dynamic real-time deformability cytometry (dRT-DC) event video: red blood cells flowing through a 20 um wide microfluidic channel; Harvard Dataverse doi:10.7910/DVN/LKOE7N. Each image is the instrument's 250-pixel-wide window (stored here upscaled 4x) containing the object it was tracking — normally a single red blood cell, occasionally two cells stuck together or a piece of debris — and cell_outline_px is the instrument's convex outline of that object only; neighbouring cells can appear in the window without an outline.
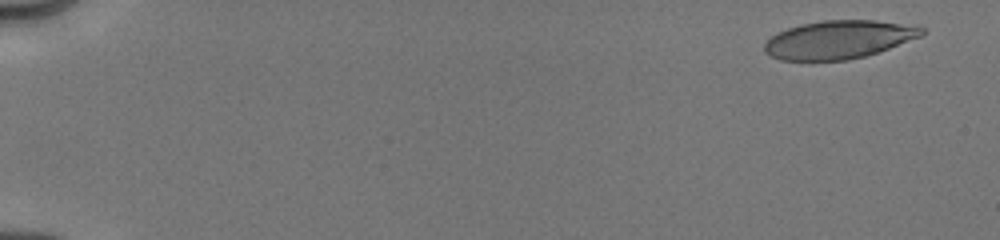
{"species": "human", "species_latin": "Homo sapiens", "temperature_condition": "cold", "stored_images_in_passage": 20, "camera_frame_rate_fps": 3000, "um_per_image_px": 0.085, "donor": {"sex": "male"}, "frame": {"image": 1, "passage_image": 1, "time_ms": 0.0, "image_size_px": [1000, 240], "cell_outline_px": [[924, 32], [920, 36], [888, 48], [864, 56], [848, 60], [780, 60], [768, 56], [764, 52], [764, 44], [772, 36], [788, 28], [800, 24], [824, 20], [876, 20], [920, 24], [924, 28]], "centroid_in_image_um": [71.31, 3.35], "position_along_channel_um": 13.7, "area_um2": 35.14}}
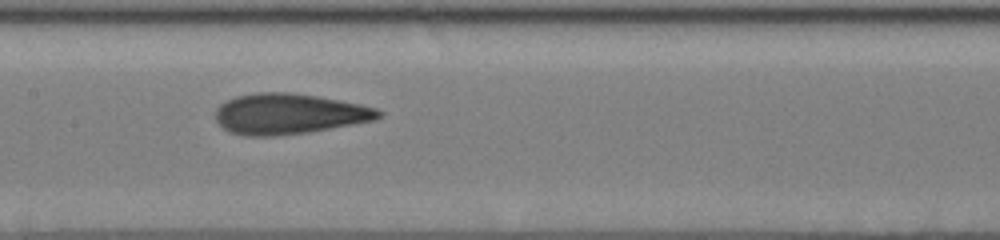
{"frame": {"image": 2, "passage_image": 9, "time_ms": 8.333, "image_size_px": [1000, 240], "cell_outline_px": [[384, 112], [376, 120], [308, 132], [272, 136], [244, 136], [228, 132], [216, 120], [216, 108], [220, 104], [236, 96], [256, 92], [292, 92], [316, 96], [360, 104], [376, 108]], "centroid_in_image_um": [24.55, 9.68], "position_along_channel_um": 182.9, "area_um2": 38.55}}
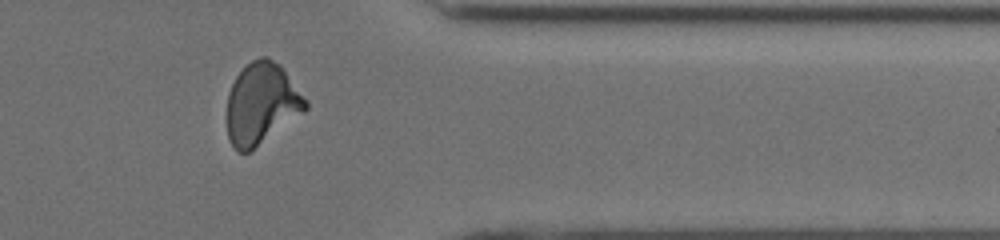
{"frame": {"image": 3, "passage_image": 16, "time_ms": 13.667, "image_size_px": [1000, 240], "cell_outline_px": [[308, 108], [304, 112], [248, 152], [236, 152], [228, 136], [228, 92], [236, 76], [252, 60], [260, 56], [268, 56], [280, 64], [308, 100]], "centroid_in_image_um": [22.25, 8.78], "position_along_channel_um": 389.1, "area_um2": 36.99}, "authors_computed_cell_mechanics": {"area_um2": 36.7608, "velocity_mm_per_s": 4.0323, "shape_relaxation_time_tau1_ms": 4.7972, "shape_relaxation_time_tau2_ms": 1.3518, "deformation_change_tau1": 0.1601, "deformation_change_tau2": 0.07}}